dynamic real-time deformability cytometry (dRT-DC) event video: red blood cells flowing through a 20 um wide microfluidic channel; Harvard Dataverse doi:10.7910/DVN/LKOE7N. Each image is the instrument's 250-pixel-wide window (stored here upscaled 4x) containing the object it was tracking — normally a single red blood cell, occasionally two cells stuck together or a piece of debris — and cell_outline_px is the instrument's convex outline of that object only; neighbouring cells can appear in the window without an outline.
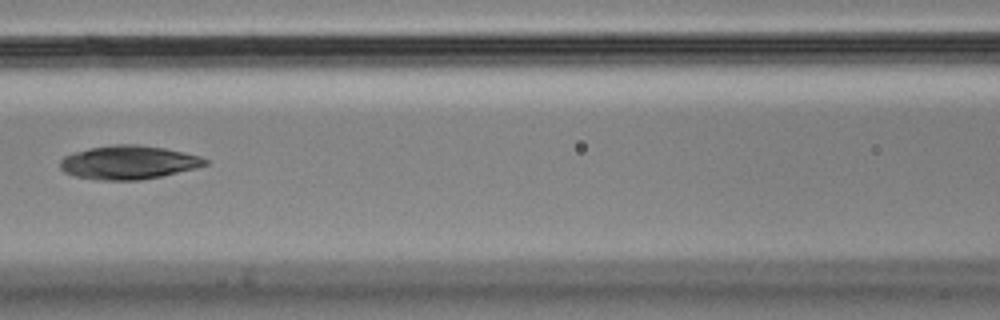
{"species": "Egyptian fruit bat (a non-hibernating species)", "species_latin": "Rousettus aegyptiacus", "temperature_condition": "cold", "stored_images_in_passage": 10, "camera_frame_rate_fps": 3000, "um_per_image_px": 0.085, "animal": {"sex": "male"}, "frame": {"image": 1, "passage_image": 7, "time_ms": 2.0, "image_size_px": [1000, 320], "cell_outline_px": [[208, 164], [196, 168], [160, 176], [140, 180], [100, 180], [72, 176], [64, 172], [60, 168], [60, 160], [64, 156], [72, 152], [88, 148], [112, 144], [140, 144], [164, 148], [200, 156], [208, 160]], "centroid_in_image_um": [10.88, 13.8], "position_along_channel_um": 155.7, "area_um2": 28.61}}
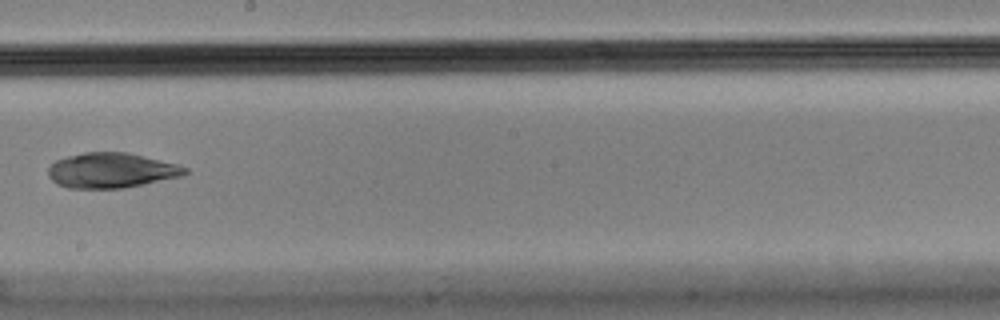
{"frame": {"image": 2, "passage_image": 9, "time_ms": 2.667, "image_size_px": [1000, 320], "cell_outline_px": [[188, 172], [184, 176], [124, 188], [68, 188], [56, 184], [48, 176], [48, 168], [56, 160], [68, 156], [84, 152], [128, 152], [176, 164], [188, 168]], "centroid_in_image_um": [9.47, 14.49], "position_along_channel_um": 238.7, "area_um2": 28.03}}
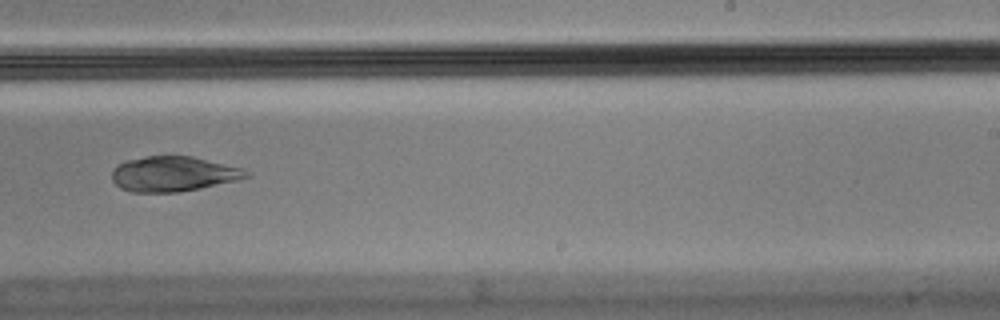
{"frame": {"image": 3, "passage_image": 10, "time_ms": 3.0, "image_size_px": [1000, 320], "cell_outline_px": [[252, 176], [240, 180], [180, 192], [132, 192], [120, 188], [112, 180], [112, 172], [116, 164], [124, 160], [148, 156], [192, 156], [244, 168], [252, 172]], "centroid_in_image_um": [14.78, 14.78], "position_along_channel_um": 274.2, "area_um2": 27.86}}